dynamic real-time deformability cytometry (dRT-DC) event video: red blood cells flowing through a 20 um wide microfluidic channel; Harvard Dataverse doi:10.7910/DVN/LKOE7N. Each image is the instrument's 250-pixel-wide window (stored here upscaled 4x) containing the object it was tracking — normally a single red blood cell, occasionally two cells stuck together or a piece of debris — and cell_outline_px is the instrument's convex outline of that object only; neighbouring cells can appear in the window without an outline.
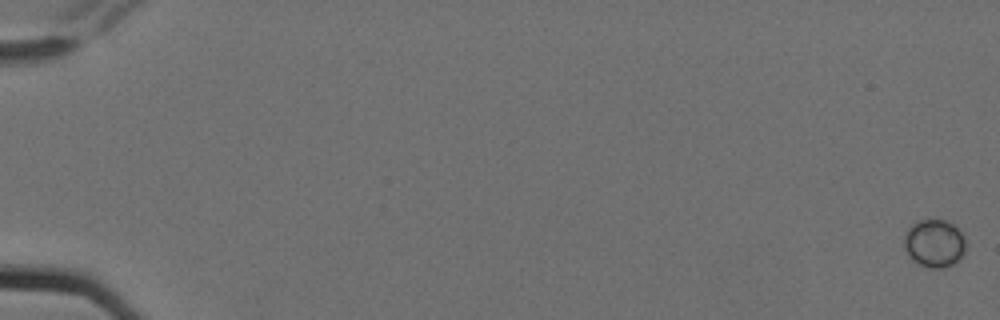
{"species": "Egyptian fruit bat (a non-hibernating species)", "species_latin": "Rousettus aegyptiacus", "temperature_condition": "cold", "stored_images_in_passage": 7, "camera_frame_rate_fps": 3000, "um_per_image_px": 0.085, "animal": {"sex": "female"}, "frame": {"image": 1, "passage_image": 1, "time_ms": 0.0, "image_size_px": [1000, 320], "cell_outline_px": [[964, 252], [960, 260], [944, 268], [928, 268], [912, 260], [908, 256], [904, 248], [904, 236], [908, 228], [916, 220], [944, 220], [952, 224], [964, 236]], "centroid_in_image_um": [79.39, 20.7], "position_along_channel_um": 5.6, "area_um2": 17.22}}
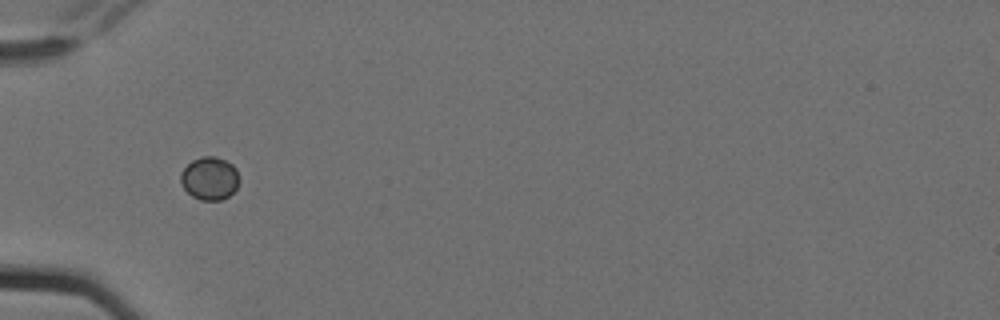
{"frame": {"image": 2, "passage_image": 6, "time_ms": 1.667, "image_size_px": [1000, 320], "cell_outline_px": [[236, 188], [228, 196], [220, 200], [200, 200], [192, 196], [184, 188], [180, 180], [180, 172], [192, 160], [200, 156], [216, 156], [232, 164], [236, 168]], "centroid_in_image_um": [17.77, 15.15], "position_along_channel_um": 67.2, "area_um2": 14.45}}
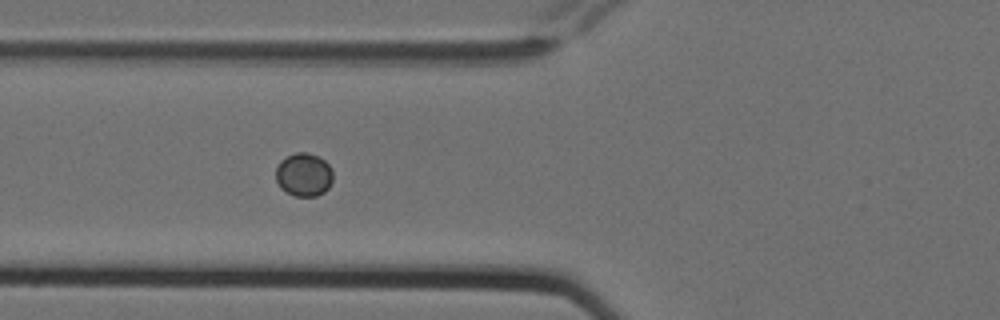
{"frame": {"image": 3, "passage_image": 7, "time_ms": 2.0, "image_size_px": [1000, 320], "cell_outline_px": [[332, 180], [328, 188], [324, 192], [316, 196], [296, 196], [280, 188], [276, 180], [276, 168], [280, 160], [296, 152], [304, 152], [320, 156], [328, 164], [332, 172]], "centroid_in_image_um": [25.82, 14.84], "position_along_channel_um": 100.0, "area_um2": 14.39}}